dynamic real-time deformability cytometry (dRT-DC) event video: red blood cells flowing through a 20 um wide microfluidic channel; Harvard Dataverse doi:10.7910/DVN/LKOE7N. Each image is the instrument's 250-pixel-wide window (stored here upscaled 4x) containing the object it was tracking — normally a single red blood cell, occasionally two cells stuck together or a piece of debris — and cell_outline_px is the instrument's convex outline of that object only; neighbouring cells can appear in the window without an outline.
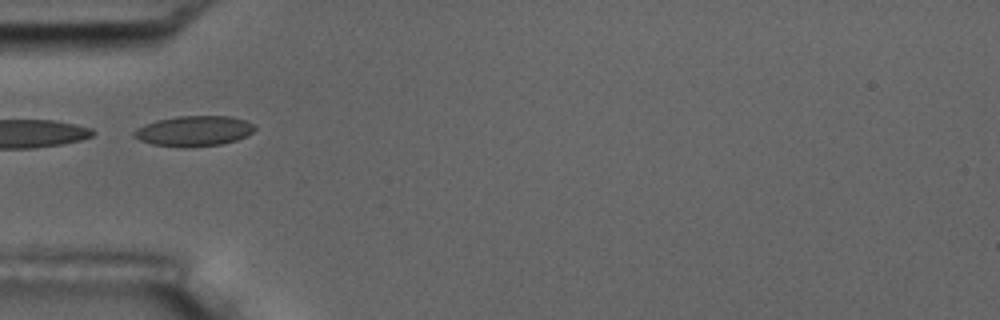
{"species": "common noctule bat (a hibernating species)", "species_latin": "Nyctalus noctula", "temperature_condition": "room temperature", "stored_images_in_passage": 3, "camera_frame_rate_fps": 3000, "um_per_image_px": 0.085, "animal": {"sex": "male", "body_mass_g": 17.5, "forearm_length_mm": 52.3}, "frame": {"image": 1, "passage_image": 2, "time_ms": 1.333, "image_size_px": [1000, 320], "cell_outline_px": [[256, 128], [252, 132], [236, 140], [220, 144], [184, 148], [152, 144], [140, 140], [132, 136], [132, 132], [136, 128], [144, 124], [156, 120], [176, 116], [232, 116], [256, 124]], "centroid_in_image_um": [16.45, 11.13], "position_along_channel_um": 68.5, "area_um2": 21.5}}